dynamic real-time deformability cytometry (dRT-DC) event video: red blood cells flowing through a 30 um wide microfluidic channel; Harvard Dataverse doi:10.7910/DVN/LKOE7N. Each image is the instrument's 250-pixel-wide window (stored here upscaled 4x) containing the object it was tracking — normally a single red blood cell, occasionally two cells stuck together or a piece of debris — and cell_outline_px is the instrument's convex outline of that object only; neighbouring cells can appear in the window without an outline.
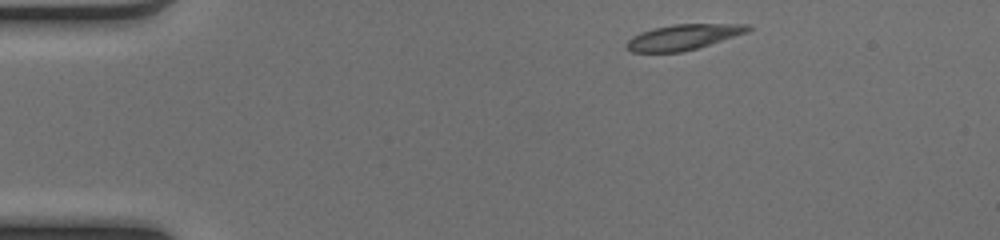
{"species": "common noctule bat (a hibernating species)", "species_latin": "Nyctalus noctula", "temperature_condition": "cold", "stored_images_in_passage": 43, "camera_frame_rate_fps": 3000, "um_per_image_px": 0.085, "animal": {"sex": "female", "body_mass_g": 17.0, "forearm_length_mm": 48.0}, "frame": {"image": 1, "passage_image": 1, "time_ms": 0.0, "image_size_px": [1000, 240], "cell_outline_px": [[752, 28], [748, 32], [696, 48], [680, 52], [632, 52], [624, 48], [624, 44], [632, 36], [640, 32], [652, 28], [676, 24], [748, 24]], "centroid_in_image_um": [58.02, 3.15], "position_along_channel_um": 27.0, "area_um2": 17.98}}
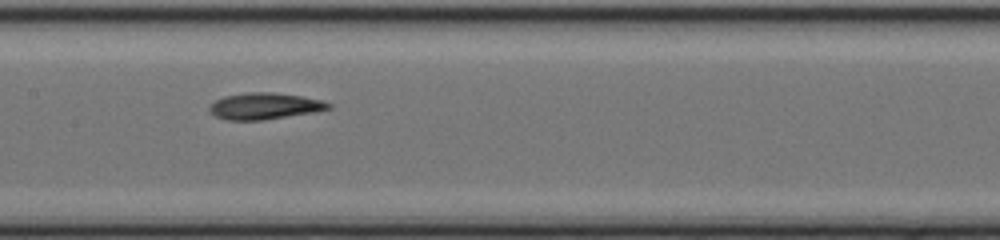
{"frame": {"image": 2, "passage_image": 18, "time_ms": 5.667, "image_size_px": [1000, 240], "cell_outline_px": [[332, 108], [316, 112], [260, 120], [228, 120], [216, 116], [208, 108], [216, 100], [224, 96], [248, 92], [272, 92], [304, 96], [320, 100], [332, 104]], "centroid_in_image_um": [22.53, 9.01], "position_along_channel_um": 184.9, "area_um2": 18.26}}
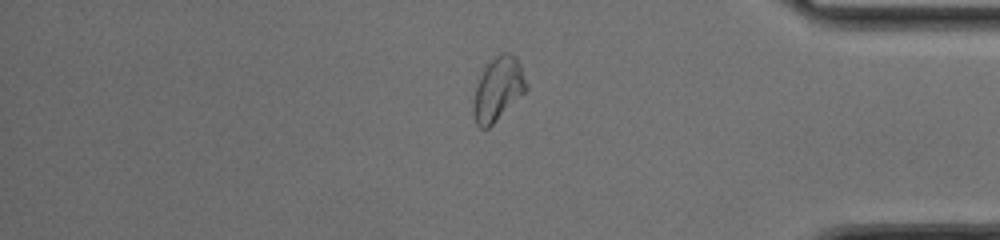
{"frame": {"image": 3, "passage_image": 35, "time_ms": 11.333, "image_size_px": [1000, 240], "cell_outline_px": [[528, 88], [488, 128], [480, 128], [476, 124], [472, 112], [472, 100], [480, 76], [484, 68], [500, 52], [508, 52], [516, 56], [520, 64], [528, 84]], "centroid_in_image_um": [42.32, 7.55], "position_along_channel_um": 392.9, "area_um2": 19.42}, "authors_computed_cell_mechanics": {"area_um2": 18.2648, "velocity_mm_per_s": 4.0938, "shape_relaxation_time_tau1_ms": 4.181, "shape_relaxation_time_tau2_ms": 2.2463, "deformation_change_tau1": 0.1825, "deformation_change_tau2": 0.0904}}